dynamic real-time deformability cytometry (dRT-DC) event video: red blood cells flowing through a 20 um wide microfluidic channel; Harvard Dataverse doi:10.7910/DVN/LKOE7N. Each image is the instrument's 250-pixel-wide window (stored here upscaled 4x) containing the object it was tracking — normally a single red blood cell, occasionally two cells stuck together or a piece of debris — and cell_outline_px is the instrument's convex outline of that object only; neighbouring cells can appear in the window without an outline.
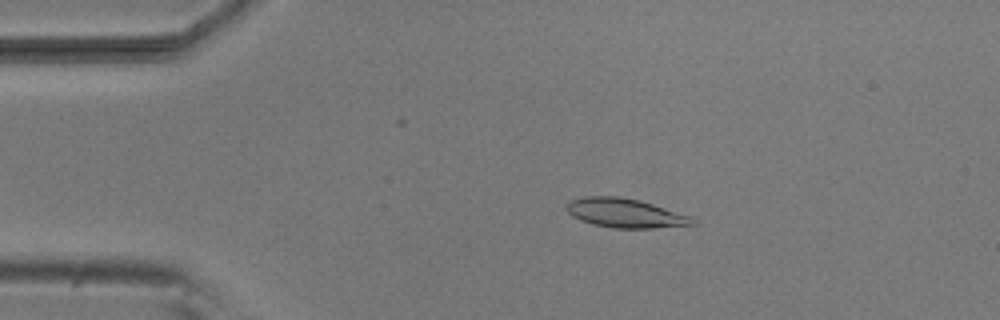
{"species": "common noctule bat (a hibernating species)", "species_latin": "Nyctalus noctula", "temperature_condition": "room temperature", "stored_images_in_passage": 50, "camera_frame_rate_fps": 3000, "um_per_image_px": 0.085, "animal": {"sex": "male", "body_mass_g": 20.5, "forearm_length_mm": 52.5}, "frame": {"image": 1, "passage_image": 7, "time_ms": 2.0, "image_size_px": [1000, 320], "cell_outline_px": [[696, 224], [652, 228], [612, 228], [592, 224], [580, 220], [572, 216], [564, 208], [572, 200], [584, 196], [616, 196], [640, 200], [688, 216], [696, 220]], "centroid_in_image_um": [53.08, 18.11], "position_along_channel_um": 31.9, "area_um2": 21.15}}
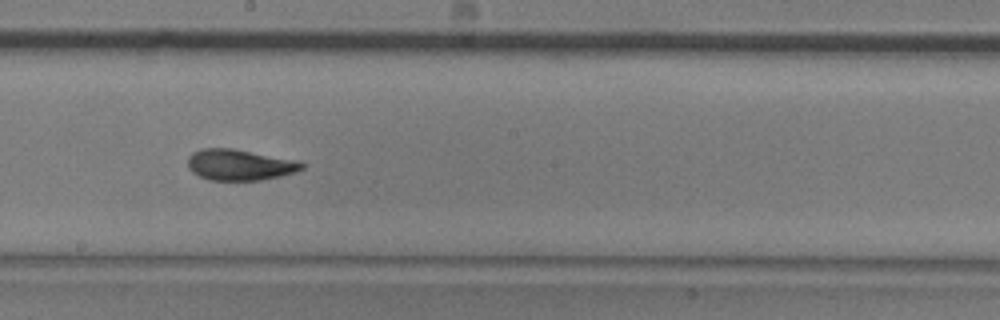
{"frame": {"image": 2, "passage_image": 26, "time_ms": 8.333, "image_size_px": [1000, 320], "cell_outline_px": [[304, 168], [296, 172], [280, 176], [260, 180], [208, 180], [192, 172], [188, 168], [188, 156], [192, 152], [200, 148], [232, 148], [300, 160], [304, 164]], "centroid_in_image_um": [20.38, 14.0], "position_along_channel_um": 227.8, "area_um2": 20.87}}
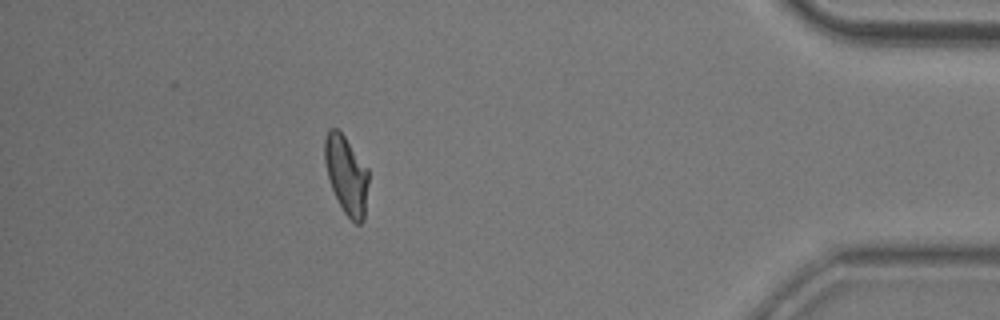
{"frame": {"image": 3, "passage_image": 44, "time_ms": 14.333, "image_size_px": [1000, 320], "cell_outline_px": [[368, 184], [364, 220], [360, 224], [356, 224], [344, 212], [332, 188], [328, 176], [324, 160], [324, 140], [328, 128], [336, 128], [344, 136], [368, 168]], "centroid_in_image_um": [29.44, 14.85], "position_along_channel_um": 405.8, "area_um2": 19.83}, "authors_computed_cell_mechanics": {"area_um2": 20.6346, "velocity_mm_per_s": 3.7894, "shape_relaxation_time_tau1_ms": 4.8601, "shape_relaxation_time_tau2_ms": 0.9571, "deformation_change_tau1": 0.1658, "deformation_change_tau2": 0.0698}}